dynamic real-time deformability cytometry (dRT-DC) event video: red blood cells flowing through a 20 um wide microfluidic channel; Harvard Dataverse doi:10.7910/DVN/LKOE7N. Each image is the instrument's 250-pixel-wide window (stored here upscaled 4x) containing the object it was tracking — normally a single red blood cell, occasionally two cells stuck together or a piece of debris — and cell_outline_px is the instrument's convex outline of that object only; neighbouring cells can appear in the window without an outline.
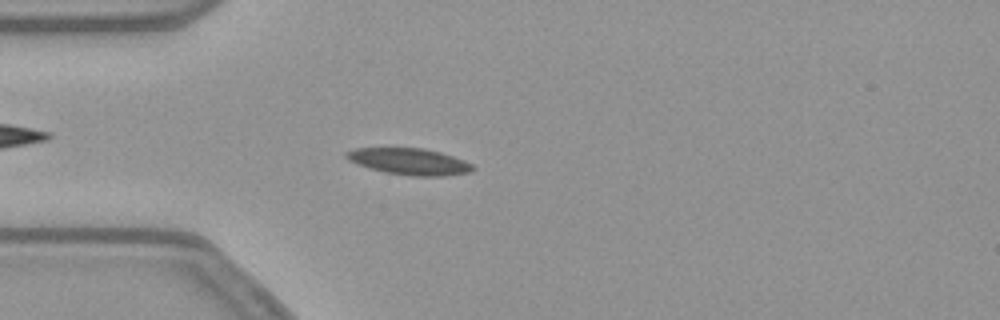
{"species": "common noctule bat (a hibernating species)", "species_latin": "Nyctalus noctula", "temperature_condition": "warm", "stored_images_in_passage": 53, "camera_frame_rate_fps": 3000, "um_per_image_px": 0.085, "animal": {"sex": "female", "body_mass_g": 21.9}, "frame": {"image": 1, "passage_image": 14, "time_ms": 4.333, "image_size_px": [1000, 320], "cell_outline_px": [[476, 168], [468, 172], [444, 176], [412, 176], [384, 172], [348, 160], [344, 156], [344, 152], [356, 148], [424, 148], [440, 152], [464, 160], [472, 164]], "centroid_in_image_um": [34.8, 13.72], "position_along_channel_um": 50.2, "area_um2": 19.36}}
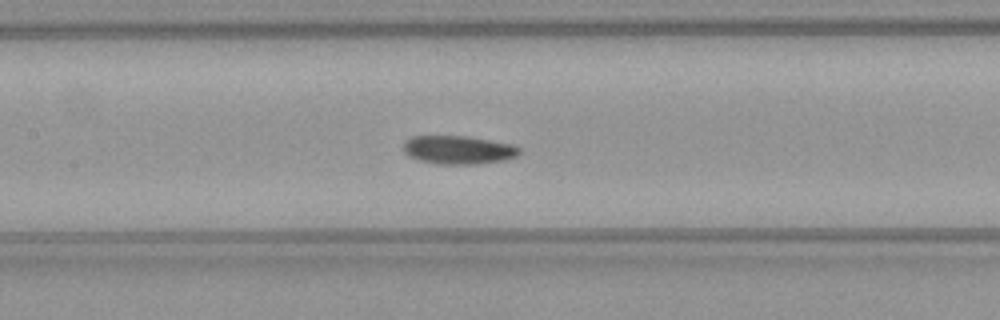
{"frame": {"image": 2, "passage_image": 24, "time_ms": 7.667, "image_size_px": [1000, 320], "cell_outline_px": [[520, 152], [516, 156], [504, 160], [476, 164], [436, 164], [420, 160], [408, 156], [404, 152], [404, 140], [412, 136], [468, 136], [512, 144], [520, 148]], "centroid_in_image_um": [38.94, 12.73], "position_along_channel_um": 168.5, "area_um2": 19.25}}
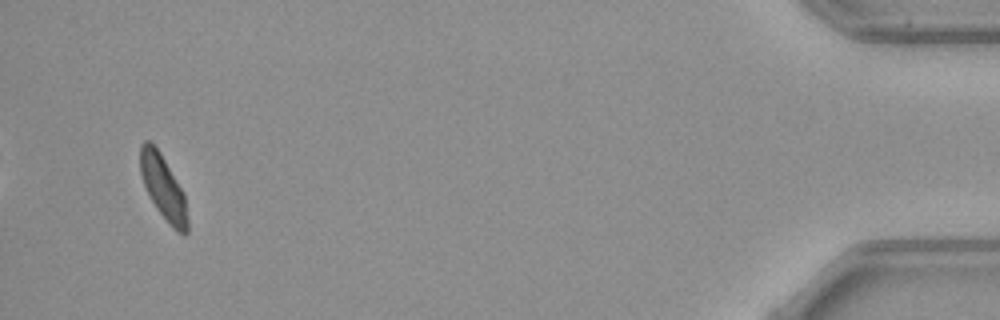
{"frame": {"image": 3, "passage_image": 51, "time_ms": 16.667, "image_size_px": [1000, 320], "cell_outline_px": [[188, 232], [184, 236], [176, 232], [172, 228], [156, 208], [144, 184], [140, 172], [140, 144], [144, 140], [152, 140], [160, 152], [184, 192], [188, 220]], "centroid_in_image_um": [13.89, 15.93], "position_along_channel_um": 421.3, "area_um2": 17.86}, "authors_computed_cell_mechanics": {"area_um2": 18.6694, "velocity_mm_per_s": 3.7839, "shape_relaxation_time_tau1_ms": null, "shape_relaxation_time_tau2_ms": 7.3478, "deformation_change_tau1": null, "deformation_change_tau2": 0.1223}}